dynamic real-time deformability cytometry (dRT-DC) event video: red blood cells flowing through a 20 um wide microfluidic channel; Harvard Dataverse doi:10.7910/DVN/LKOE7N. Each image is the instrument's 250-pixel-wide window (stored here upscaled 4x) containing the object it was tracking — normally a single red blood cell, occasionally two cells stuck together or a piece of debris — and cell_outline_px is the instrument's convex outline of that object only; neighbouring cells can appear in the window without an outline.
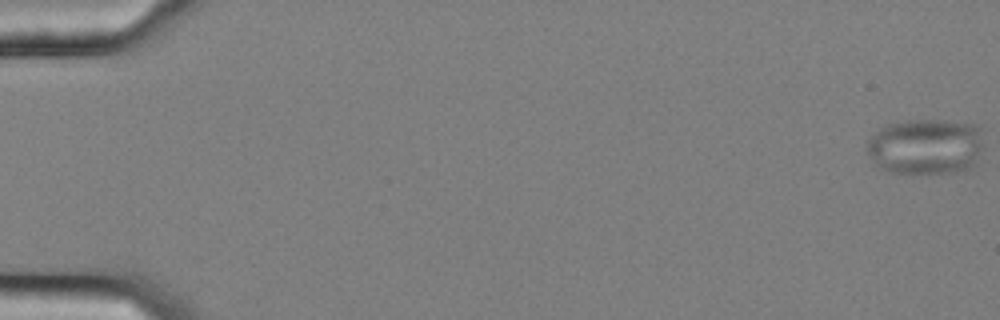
{"species": "common noctule bat (a hibernating species)", "species_latin": "Nyctalus noctula", "temperature_condition": "cold", "stored_images_in_passage": 58, "camera_frame_rate_fps": 3000, "um_per_image_px": 0.085, "animal": {"sex": "female", "body_mass_g": 25.1}, "frame": {"image": 1, "passage_image": 1, "time_ms": 0.0, "image_size_px": [1000, 320], "cell_outline_px": [[984, 148], [976, 164], [968, 168], [944, 172], [888, 172], [880, 168], [876, 164], [868, 152], [868, 140], [880, 128], [888, 124], [904, 120], [948, 120], [980, 124], [984, 128]], "centroid_in_image_um": [78.79, 12.4], "position_along_channel_um": 6.2, "area_um2": 38.44}}
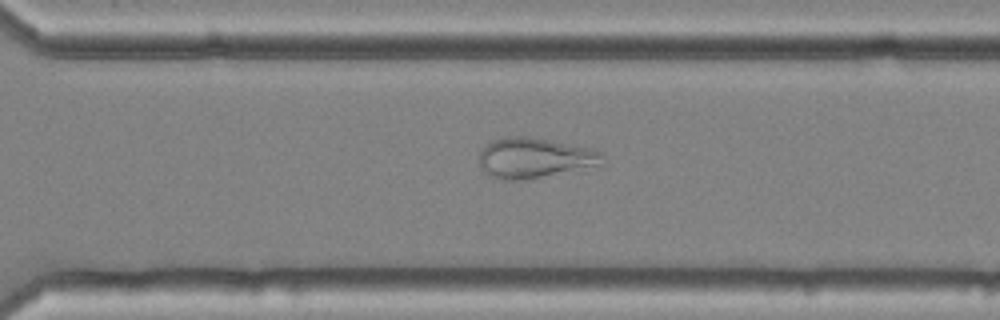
{"frame": {"image": 2, "passage_image": 42, "time_ms": 13.667, "image_size_px": [1000, 320], "cell_outline_px": [[604, 156], [600, 164], [524, 180], [504, 180], [492, 176], [480, 168], [480, 152], [492, 140], [504, 136], [528, 136], [592, 148], [604, 152]], "centroid_in_image_um": [45.41, 13.4], "position_along_channel_um": 325.2, "area_um2": 28.55}}
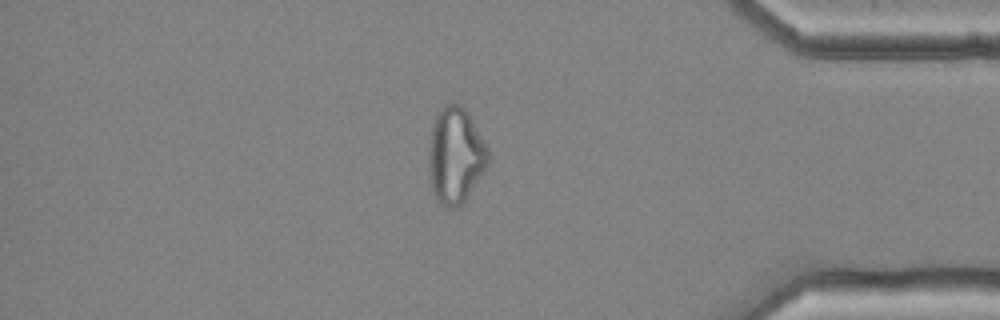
{"frame": {"image": 3, "passage_image": 50, "time_ms": 16.333, "image_size_px": [1000, 320], "cell_outline_px": [[488, 164], [484, 172], [464, 200], [456, 208], [448, 208], [440, 204], [436, 200], [432, 192], [428, 176], [428, 148], [432, 124], [436, 116], [444, 104], [464, 104], [488, 148]], "centroid_in_image_um": [38.68, 13.21], "position_along_channel_um": 396.5, "area_um2": 33.64}}